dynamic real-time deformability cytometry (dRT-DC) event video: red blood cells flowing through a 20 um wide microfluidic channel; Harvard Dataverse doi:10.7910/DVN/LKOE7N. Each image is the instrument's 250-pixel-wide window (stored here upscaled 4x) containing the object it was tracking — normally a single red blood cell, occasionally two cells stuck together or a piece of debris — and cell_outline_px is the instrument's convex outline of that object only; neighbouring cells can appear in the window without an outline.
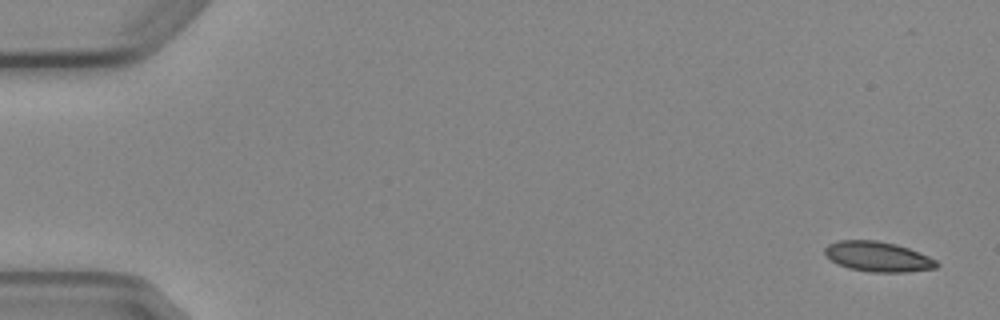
{"species": "Egyptian fruit bat (a non-hibernating species)", "species_latin": "Rousettus aegyptiacus", "temperature_condition": "cold", "stored_images_in_passage": 4, "camera_frame_rate_fps": 3000, "um_per_image_px": 0.085, "animal": {"sex": "female"}, "frame": {"image": 1, "passage_image": 1, "time_ms": 0.0, "image_size_px": [1000, 320], "cell_outline_px": [[940, 264], [936, 268], [904, 272], [872, 272], [848, 268], [836, 264], [824, 252], [824, 248], [828, 244], [840, 240], [876, 240], [896, 244], [908, 248], [928, 256], [936, 260]], "centroid_in_image_um": [74.61, 21.81], "position_along_channel_um": 10.4, "area_um2": 19.54}}
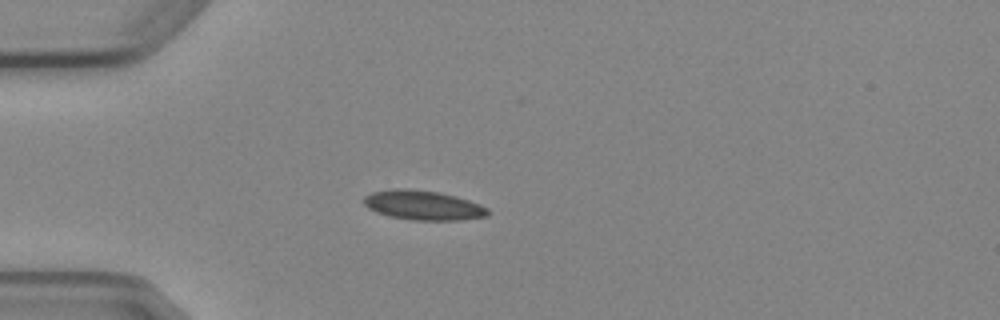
{"frame": {"image": 2, "passage_image": 4, "time_ms": 4.333, "image_size_px": [1000, 320], "cell_outline_px": [[488, 216], [460, 220], [412, 220], [388, 216], [376, 212], [368, 208], [364, 204], [364, 196], [372, 192], [392, 188], [408, 188], [440, 192], [456, 196], [480, 204], [488, 208]], "centroid_in_image_um": [35.95, 17.44], "position_along_channel_um": 49.1, "area_um2": 21.5}}